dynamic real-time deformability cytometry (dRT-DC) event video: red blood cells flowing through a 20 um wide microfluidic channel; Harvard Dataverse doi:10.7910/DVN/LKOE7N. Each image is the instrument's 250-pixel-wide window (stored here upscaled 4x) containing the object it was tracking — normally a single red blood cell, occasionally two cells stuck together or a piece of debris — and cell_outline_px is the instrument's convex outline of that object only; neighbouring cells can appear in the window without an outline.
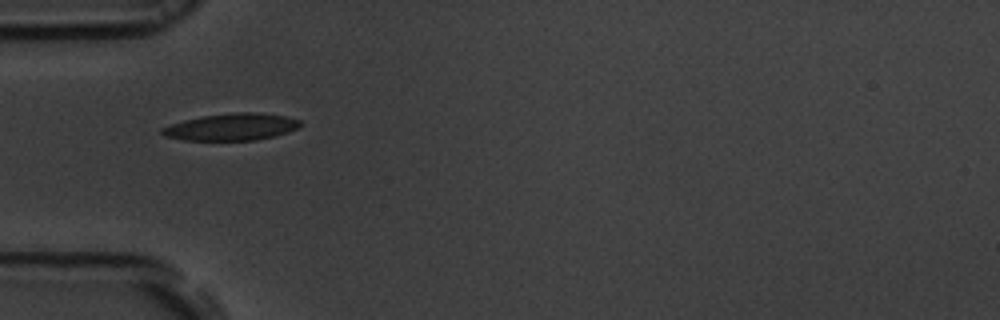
{"species": "common noctule bat (a hibernating species)", "species_latin": "Nyctalus noctula", "temperature_condition": "room temperature", "stored_images_in_passage": 24, "camera_frame_rate_fps": 3000, "um_per_image_px": 0.085, "animal": {"sex": "male", "body_mass_g": 19.5, "forearm_length_mm": 54.6}, "frame": {"image": 1, "passage_image": 1, "time_ms": 0.0, "image_size_px": [1000, 320], "cell_outline_px": [[300, 128], [276, 136], [256, 140], [184, 140], [164, 136], [160, 132], [160, 128], [184, 120], [200, 116], [236, 112], [252, 112], [288, 116], [300, 120]], "centroid_in_image_um": [19.69, 10.79], "position_along_channel_um": 65.3, "area_um2": 21.85}}